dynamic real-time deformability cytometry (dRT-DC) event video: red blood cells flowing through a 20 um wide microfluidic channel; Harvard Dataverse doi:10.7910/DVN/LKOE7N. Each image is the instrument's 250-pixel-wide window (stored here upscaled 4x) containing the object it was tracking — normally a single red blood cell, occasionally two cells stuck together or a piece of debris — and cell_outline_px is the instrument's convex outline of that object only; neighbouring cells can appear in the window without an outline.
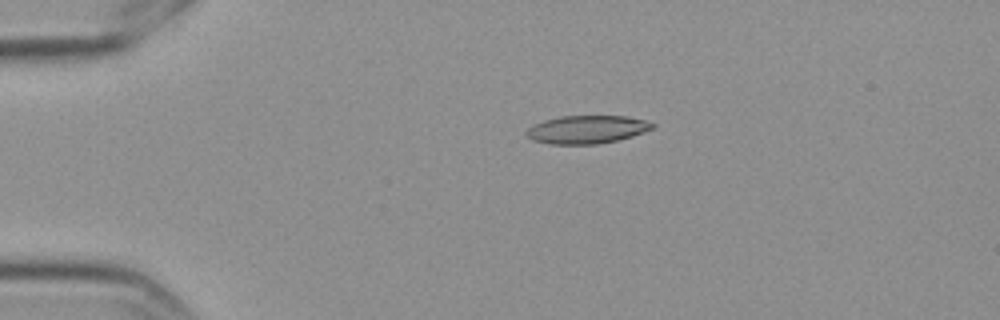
{"species": "Egyptian fruit bat (a non-hibernating species)", "species_latin": "Rousettus aegyptiacus", "temperature_condition": "cold", "stored_images_in_passage": 3, "camera_frame_rate_fps": 3000, "um_per_image_px": 0.085, "frame": {"image": 1, "passage_image": 1, "time_ms": 0.0, "image_size_px": [1000, 320], "cell_outline_px": [[656, 124], [652, 128], [644, 132], [632, 136], [616, 140], [596, 144], [548, 144], [532, 140], [524, 132], [528, 128], [544, 120], [560, 116], [628, 116], [644, 120]], "centroid_in_image_um": [49.87, 11.0], "position_along_channel_um": 35.1, "area_um2": 20.52}}
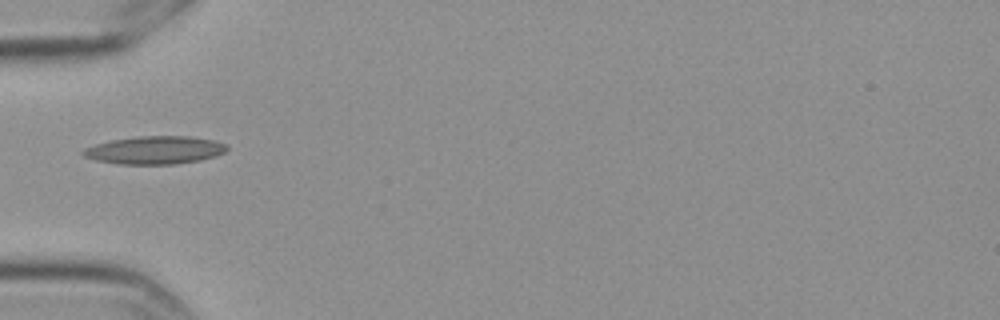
{"frame": {"image": 2, "passage_image": 3, "time_ms": 0.667, "image_size_px": [1000, 320], "cell_outline_px": [[228, 148], [224, 152], [216, 156], [200, 160], [176, 164], [116, 164], [96, 160], [84, 156], [80, 152], [84, 148], [96, 144], [112, 140], [136, 136], [192, 136], [212, 140], [228, 144]], "centroid_in_image_um": [13.17, 12.76], "position_along_channel_um": 71.8, "area_um2": 23.52}}